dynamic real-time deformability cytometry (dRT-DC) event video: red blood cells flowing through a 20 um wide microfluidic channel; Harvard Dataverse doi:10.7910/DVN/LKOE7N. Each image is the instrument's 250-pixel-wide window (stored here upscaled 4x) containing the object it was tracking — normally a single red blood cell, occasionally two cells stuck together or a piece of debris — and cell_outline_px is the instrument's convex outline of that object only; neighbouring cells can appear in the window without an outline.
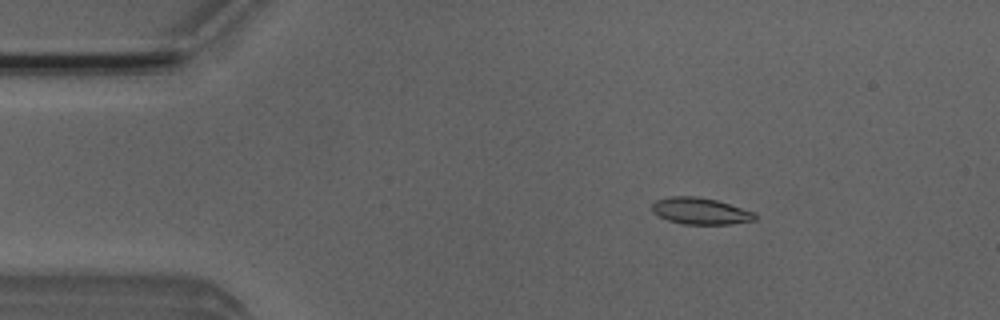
{"species": "Egyptian fruit bat (a non-hibernating species)", "species_latin": "Rousettus aegyptiacus", "temperature_condition": "room temperature", "stored_images_in_passage": 51, "camera_frame_rate_fps": 3000, "um_per_image_px": 0.085, "animal": {"sex": "male"}, "frame": {"image": 1, "passage_image": 8, "time_ms": 2.333, "image_size_px": [1000, 320], "cell_outline_px": [[756, 220], [732, 224], [684, 224], [668, 220], [652, 212], [652, 204], [656, 200], [668, 196], [696, 196], [716, 200], [756, 212]], "centroid_in_image_um": [59.55, 17.93], "position_along_channel_um": 25.5, "area_um2": 16.01}}
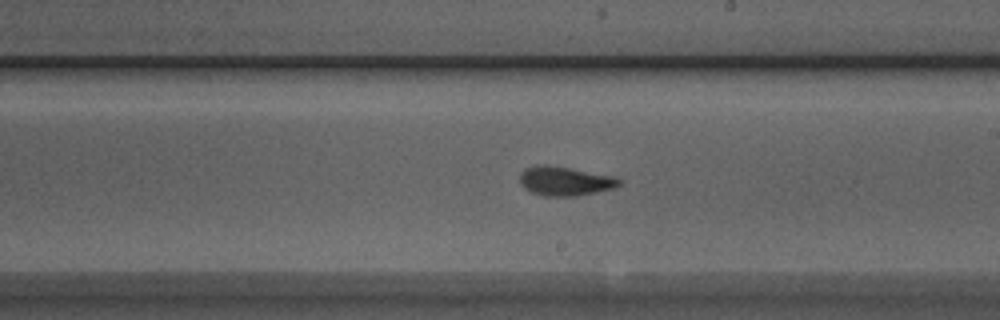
{"frame": {"image": 2, "passage_image": 29, "time_ms": 9.333, "image_size_px": [1000, 320], "cell_outline_px": [[620, 184], [612, 188], [576, 196], [544, 196], [532, 192], [524, 188], [520, 184], [520, 172], [524, 168], [536, 164], [548, 164], [612, 176], [620, 180]], "centroid_in_image_um": [47.93, 15.38], "position_along_channel_um": 241.1, "area_um2": 16.76}}
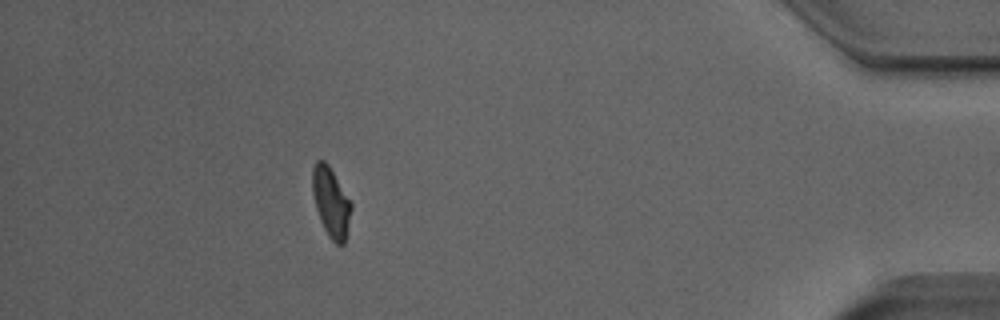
{"frame": {"image": 3, "passage_image": 46, "time_ms": 15.0, "image_size_px": [1000, 320], "cell_outline_px": [[352, 208], [344, 244], [336, 244], [328, 236], [320, 220], [316, 208], [312, 192], [312, 168], [316, 160], [324, 160], [328, 164], [352, 204]], "centroid_in_image_um": [28.12, 17.17], "position_along_channel_um": 407.1, "area_um2": 15.61}, "authors_computed_cell_mechanics": {"area_um2": 16.1262, "velocity_mm_per_s": 3.9543, "shape_relaxation_time_tau1_ms": 3.8813, "shape_relaxation_time_tau2_ms": 1.5938, "deformation_change_tau1": 0.1432, "deformation_change_tau2": 0.0678}}